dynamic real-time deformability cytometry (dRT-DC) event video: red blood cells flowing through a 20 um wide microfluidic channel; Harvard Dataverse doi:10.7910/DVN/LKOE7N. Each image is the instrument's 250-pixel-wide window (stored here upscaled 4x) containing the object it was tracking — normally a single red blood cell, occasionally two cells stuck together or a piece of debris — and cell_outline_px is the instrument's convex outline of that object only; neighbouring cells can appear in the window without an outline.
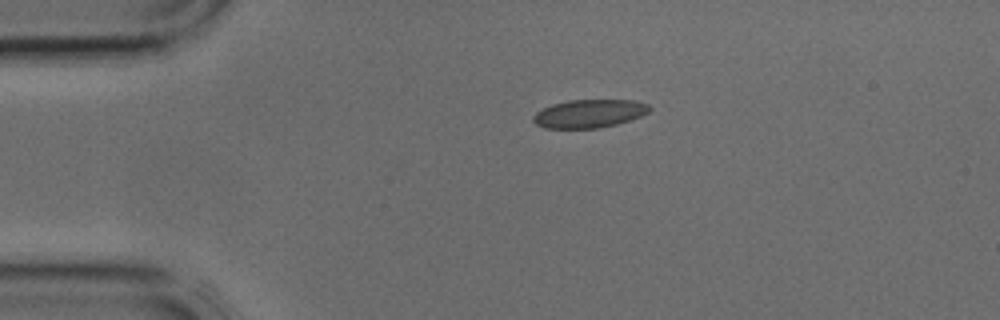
{"species": "common noctule bat (a hibernating species)", "species_latin": "Nyctalus noctula", "temperature_condition": "cold", "stored_images_in_passage": 3, "camera_frame_rate_fps": 3000, "um_per_image_px": 0.085, "animal": {"sex": "male", "body_mass_g": 17.9, "forearm_length_mm": 54.2}, "frame": {"image": 1, "passage_image": 1, "time_ms": 0.0, "image_size_px": [1000, 320], "cell_outline_px": [[652, 108], [648, 112], [640, 116], [616, 124], [596, 128], [544, 128], [536, 124], [532, 120], [532, 116], [536, 112], [552, 104], [568, 100], [636, 100], [648, 104]], "centroid_in_image_um": [50.07, 9.65], "position_along_channel_um": 34.9, "area_um2": 19.07}}
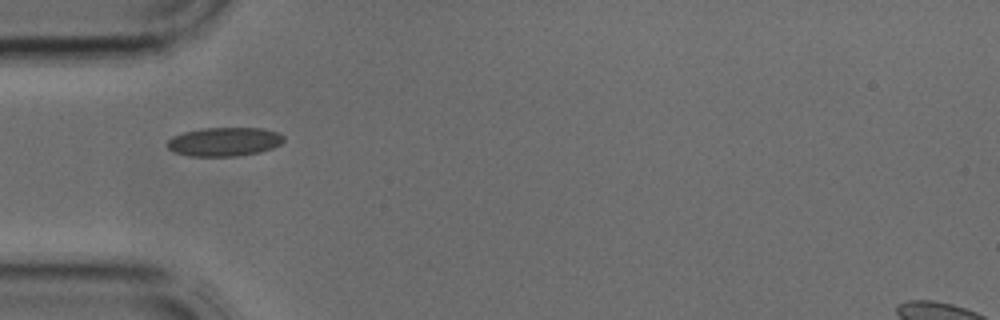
{"frame": {"image": 2, "passage_image": 2, "time_ms": 0.333, "image_size_px": [1000, 320], "cell_outline_px": [[284, 140], [280, 144], [272, 148], [260, 152], [236, 156], [188, 156], [172, 152], [168, 148], [168, 140], [172, 136], [184, 132], [204, 128], [264, 128], [276, 132], [284, 136]], "centroid_in_image_um": [19.05, 12.05], "position_along_channel_um": 65.9, "area_um2": 19.59}}